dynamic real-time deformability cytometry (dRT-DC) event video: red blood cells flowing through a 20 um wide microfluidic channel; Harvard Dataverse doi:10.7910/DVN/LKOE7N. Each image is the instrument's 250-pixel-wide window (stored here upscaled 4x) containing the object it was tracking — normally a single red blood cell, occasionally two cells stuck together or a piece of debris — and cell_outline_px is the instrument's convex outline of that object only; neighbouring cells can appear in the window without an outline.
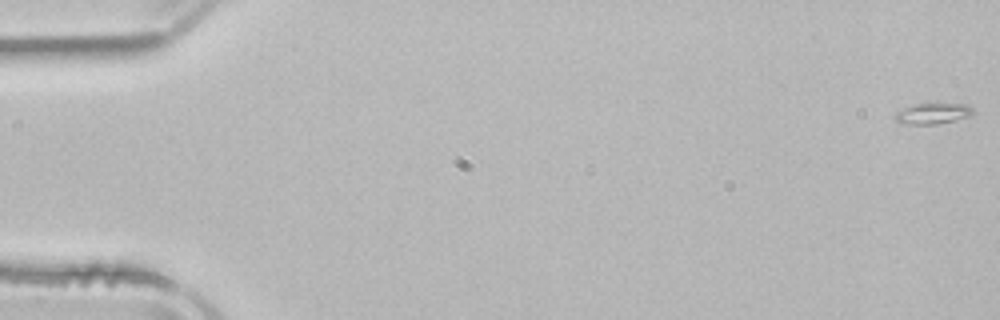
{"species": "common noctule bat (a hibernating species)", "species_latin": "Nyctalus noctula", "temperature_condition": "room temperature", "stored_images_in_passage": 4, "camera_frame_rate_fps": 3000, "um_per_image_px": 0.085, "animal": {"sex": "male", "body_mass_g": 21.5, "forearm_length_mm": 52.0}, "frame": {"image": 1, "passage_image": 1, "time_ms": 0.0, "image_size_px": [1000, 320], "cell_outline_px": [[972, 112], [968, 116], [956, 120], [936, 124], [900, 124], [892, 116], [896, 112], [912, 104], [936, 100], [968, 104], [972, 108]], "centroid_in_image_um": [79.26, 9.58], "position_along_channel_um": 5.7, "area_um2": 10.23}}